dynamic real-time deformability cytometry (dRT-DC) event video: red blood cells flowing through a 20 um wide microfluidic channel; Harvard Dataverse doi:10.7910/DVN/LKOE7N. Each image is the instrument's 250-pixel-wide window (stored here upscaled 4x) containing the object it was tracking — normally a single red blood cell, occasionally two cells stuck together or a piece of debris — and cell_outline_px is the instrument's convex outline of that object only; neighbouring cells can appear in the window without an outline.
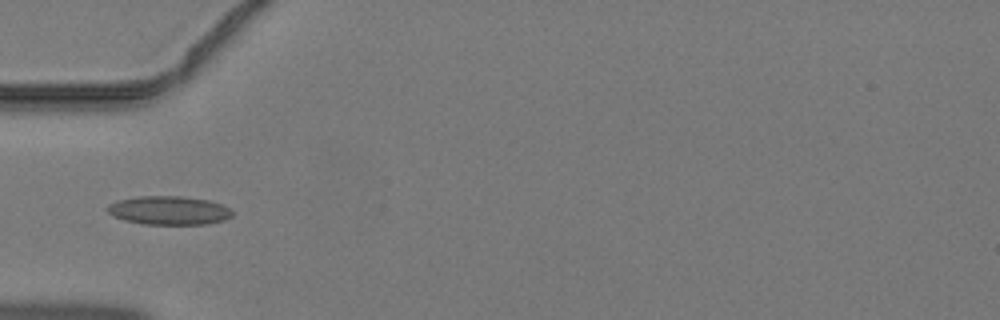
{"species": "common noctule bat (a hibernating species)", "species_latin": "Nyctalus noctula", "temperature_condition": "warm", "stored_images_in_passage": 33, "camera_frame_rate_fps": 3000, "um_per_image_px": 0.085, "animal": {"sex": "male", "body_mass_g": 19.2, "forearm_length_mm": 51.8}, "frame": {"image": 1, "passage_image": 6, "time_ms": 1.667, "image_size_px": [1000, 320], "cell_outline_px": [[232, 216], [224, 220], [208, 224], [144, 224], [124, 220], [112, 216], [108, 212], [108, 204], [116, 200], [140, 196], [180, 196], [208, 200], [232, 208]], "centroid_in_image_um": [14.36, 17.88], "position_along_channel_um": 70.6, "area_um2": 20.92}}
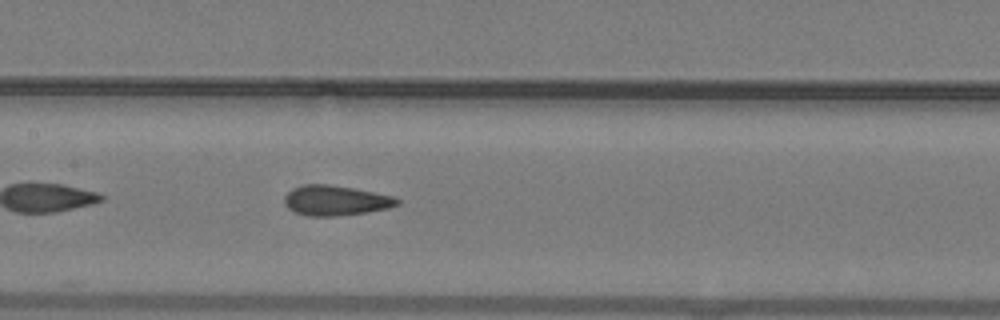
{"frame": {"image": 2, "passage_image": 13, "time_ms": 4.0, "image_size_px": [1000, 320], "cell_outline_px": [[400, 204], [388, 208], [340, 216], [308, 216], [296, 212], [288, 208], [284, 204], [284, 196], [292, 188], [304, 184], [328, 184], [352, 188], [396, 196], [400, 200]], "centroid_in_image_um": [28.53, 17.04], "position_along_channel_um": 178.9, "area_um2": 19.83}}
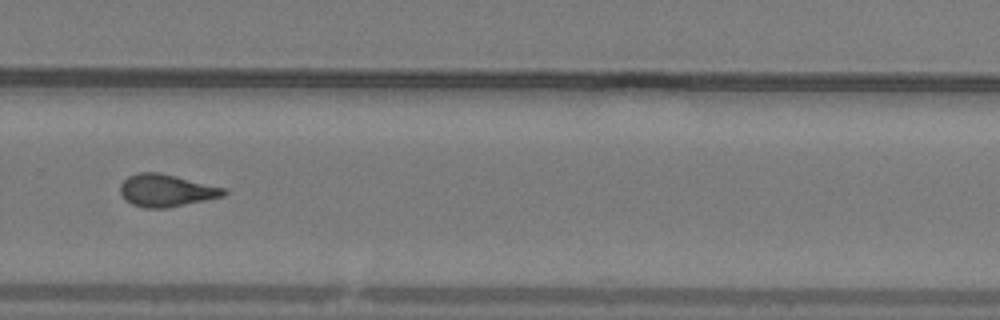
{"frame": {"image": 3, "passage_image": 22, "time_ms": 7.0, "image_size_px": [1000, 320], "cell_outline_px": [[228, 192], [224, 196], [168, 208], [144, 208], [132, 204], [124, 200], [120, 192], [120, 184], [128, 176], [136, 172], [160, 172], [224, 188]], "centroid_in_image_um": [14.09, 16.19], "position_along_channel_um": 315.7, "area_um2": 19.59}}